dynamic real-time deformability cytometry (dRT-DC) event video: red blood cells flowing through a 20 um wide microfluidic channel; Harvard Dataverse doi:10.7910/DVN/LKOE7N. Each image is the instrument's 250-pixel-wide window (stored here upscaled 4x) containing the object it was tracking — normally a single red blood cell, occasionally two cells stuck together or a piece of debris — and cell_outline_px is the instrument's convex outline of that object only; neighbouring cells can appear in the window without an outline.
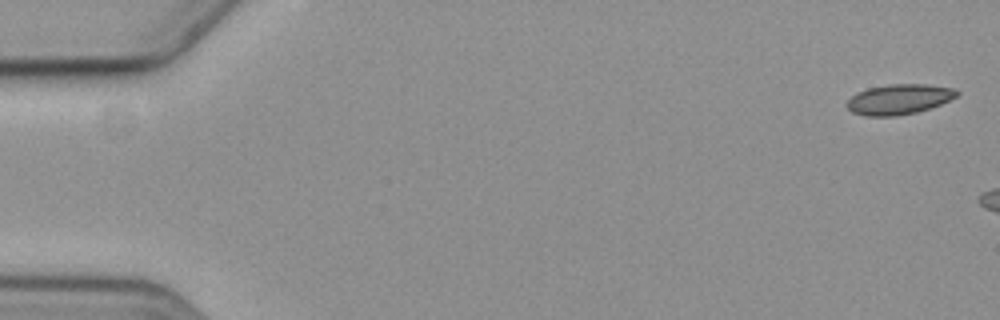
{"species": "common noctule bat (a hibernating species)", "species_latin": "Nyctalus noctula", "temperature_condition": "cold", "stored_images_in_passage": 3, "camera_frame_rate_fps": 3000, "um_per_image_px": 0.085, "animal": {"sex": "female", "body_mass_g": 19.3, "forearm_length_mm": 54.1}, "frame": {"image": 1, "passage_image": 1, "time_ms": 0.0, "image_size_px": [1000, 320], "cell_outline_px": [[960, 92], [956, 96], [940, 104], [916, 112], [896, 116], [864, 116], [852, 112], [848, 108], [848, 100], [856, 92], [868, 88], [888, 84], [928, 84], [956, 88]], "centroid_in_image_um": [76.42, 8.43], "position_along_channel_um": 8.6, "area_um2": 19.31}}